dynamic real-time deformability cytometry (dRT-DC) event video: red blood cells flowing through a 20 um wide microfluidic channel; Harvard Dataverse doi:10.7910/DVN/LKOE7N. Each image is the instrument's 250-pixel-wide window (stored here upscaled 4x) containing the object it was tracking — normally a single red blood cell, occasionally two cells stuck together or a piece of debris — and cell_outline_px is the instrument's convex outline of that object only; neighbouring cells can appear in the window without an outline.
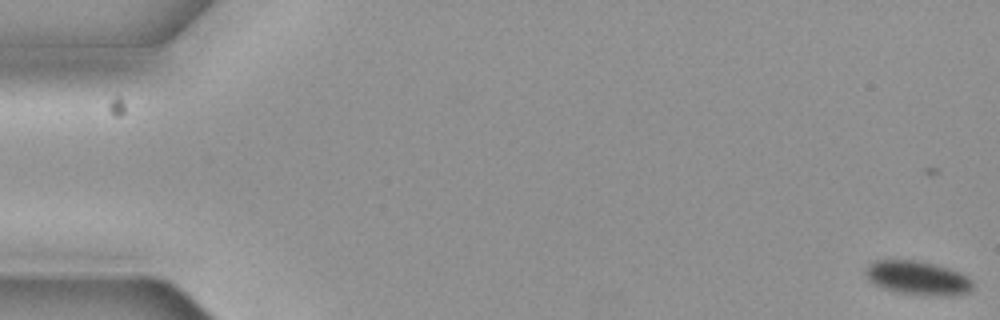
{"species": "common noctule bat (a hibernating species)", "species_latin": "Nyctalus noctula", "temperature_condition": "cold", "stored_images_in_passage": 6, "camera_frame_rate_fps": 3000, "um_per_image_px": 0.085, "animal": {"sex": "female", "body_mass_g": 19.3, "forearm_length_mm": 54.1}, "frame": {"image": 1, "passage_image": 1, "time_ms": 0.0, "image_size_px": [1000, 320], "cell_outline_px": [[972, 288], [968, 292], [948, 296], [900, 292], [880, 288], [868, 280], [864, 272], [868, 264], [876, 260], [912, 260], [932, 264], [948, 268], [960, 272], [968, 276], [972, 280]], "centroid_in_image_um": [77.97, 23.61], "position_along_channel_um": 7.0, "area_um2": 20.92}}
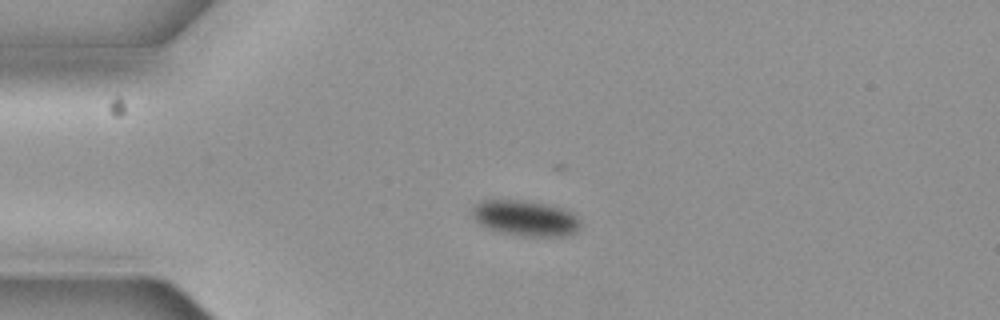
{"frame": {"image": 2, "passage_image": 5, "time_ms": 1.333, "image_size_px": [1000, 320], "cell_outline_px": [[580, 224], [576, 232], [568, 236], [520, 236], [500, 232], [488, 228], [480, 224], [472, 216], [472, 208], [476, 204], [484, 200], [524, 200], [544, 204], [560, 208], [572, 212], [580, 220]], "centroid_in_image_um": [44.66, 18.55], "position_along_channel_um": 40.3, "area_um2": 22.37}}